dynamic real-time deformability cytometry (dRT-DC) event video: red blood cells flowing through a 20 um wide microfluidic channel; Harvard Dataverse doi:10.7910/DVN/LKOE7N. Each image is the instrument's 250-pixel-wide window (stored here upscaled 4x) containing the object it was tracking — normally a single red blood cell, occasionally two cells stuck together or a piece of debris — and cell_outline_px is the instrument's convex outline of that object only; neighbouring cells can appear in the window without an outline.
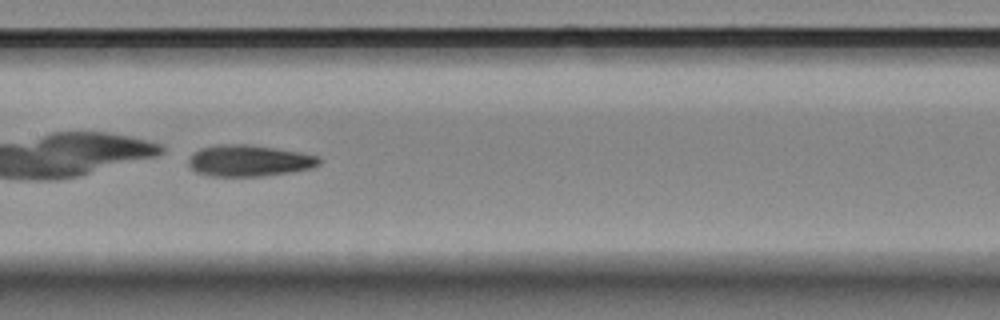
{"species": "Egyptian fruit bat (a non-hibernating species)", "species_latin": "Rousettus aegyptiacus", "temperature_condition": "room temperature", "stored_images_in_passage": 50, "camera_frame_rate_fps": 3000, "um_per_image_px": 0.085, "animal": {"sex": "female"}, "frame": {"image": 1, "passage_image": 22, "time_ms": 7.0, "image_size_px": [1000, 320], "cell_outline_px": [[320, 164], [312, 168], [292, 172], [260, 176], [212, 176], [196, 172], [188, 164], [188, 160], [200, 148], [220, 144], [252, 144], [300, 152], [320, 156]], "centroid_in_image_um": [21.21, 13.65], "position_along_channel_um": 186.2, "area_um2": 23.93}}
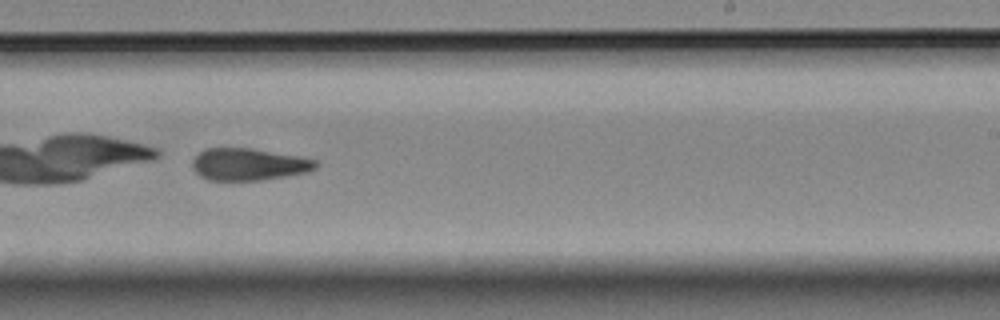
{"frame": {"image": 2, "passage_image": 29, "time_ms": 9.333, "image_size_px": [1000, 320], "cell_outline_px": [[320, 164], [316, 168], [308, 172], [264, 180], [208, 180], [200, 176], [192, 168], [192, 160], [204, 148], [252, 148], [300, 156], [316, 160]], "centroid_in_image_um": [21.16, 13.97], "position_along_channel_um": 267.8, "area_um2": 23.29}}
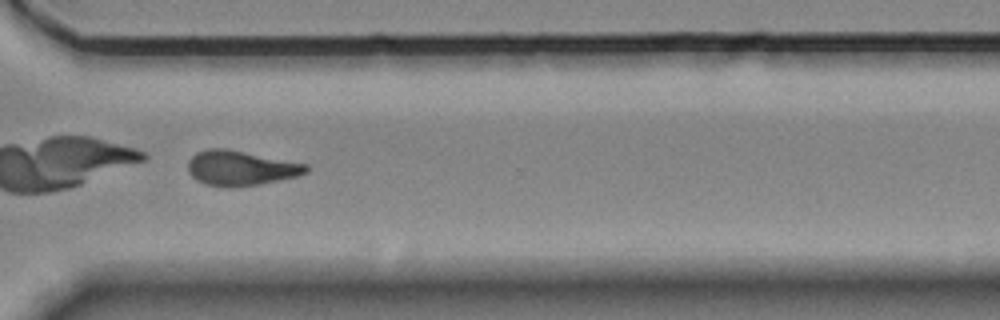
{"frame": {"image": 3, "passage_image": 36, "time_ms": 11.667, "image_size_px": [1000, 320], "cell_outline_px": [[308, 172], [296, 176], [256, 184], [228, 188], [208, 184], [196, 180], [188, 172], [188, 160], [196, 152], [208, 148], [224, 148], [308, 164]], "centroid_in_image_um": [20.42, 14.27], "position_along_channel_um": 350.2, "area_um2": 23.76}}